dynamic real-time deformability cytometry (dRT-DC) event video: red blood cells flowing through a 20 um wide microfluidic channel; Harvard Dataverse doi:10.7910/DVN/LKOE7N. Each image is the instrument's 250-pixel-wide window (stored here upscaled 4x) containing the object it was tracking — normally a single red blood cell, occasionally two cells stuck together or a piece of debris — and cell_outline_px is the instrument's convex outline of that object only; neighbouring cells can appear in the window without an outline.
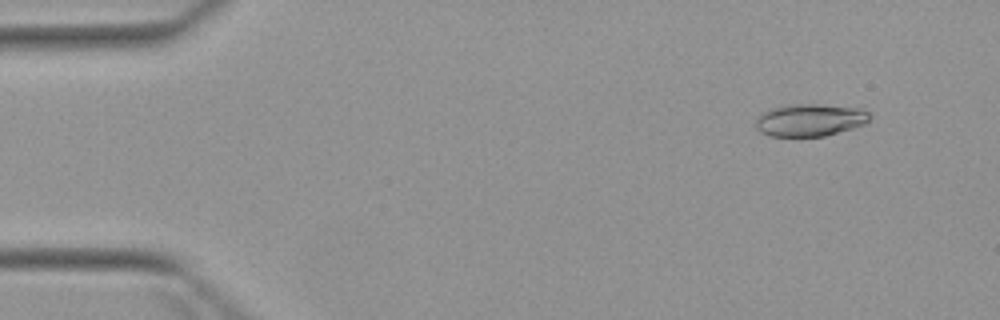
{"species": "Egyptian fruit bat (a non-hibernating species)", "species_latin": "Rousettus aegyptiacus", "temperature_condition": "warm", "stored_images_in_passage": 6, "camera_frame_rate_fps": 3000, "um_per_image_px": 0.085, "animal": {"sex": "female"}, "frame": {"image": 1, "passage_image": 2, "time_ms": 1.0, "image_size_px": [1000, 320], "cell_outline_px": [[872, 116], [864, 124], [852, 128], [824, 136], [768, 136], [760, 132], [756, 128], [756, 120], [764, 112], [772, 108], [784, 104], [820, 104], [860, 108], [868, 112]], "centroid_in_image_um": [68.84, 10.19], "position_along_channel_um": 16.2, "area_um2": 21.5}}
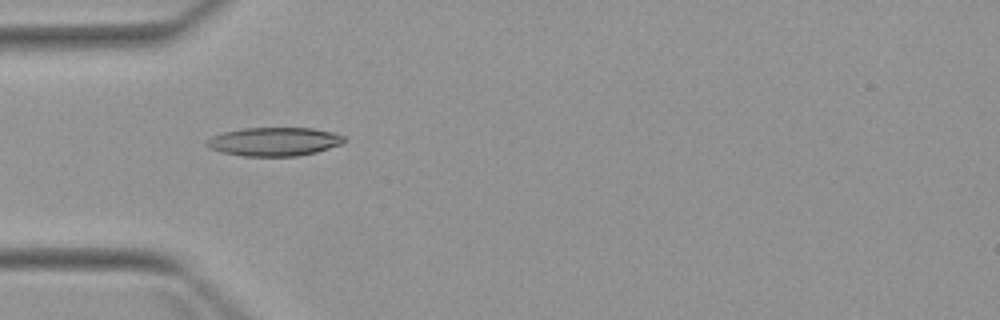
{"frame": {"image": 2, "passage_image": 5, "time_ms": 4.667, "image_size_px": [1000, 320], "cell_outline_px": [[344, 144], [316, 152], [296, 156], [244, 156], [220, 152], [208, 148], [204, 144], [212, 136], [224, 132], [244, 128], [312, 128], [332, 132], [344, 136]], "centroid_in_image_um": [23.3, 12.04], "position_along_channel_um": 61.7, "area_um2": 22.95}}
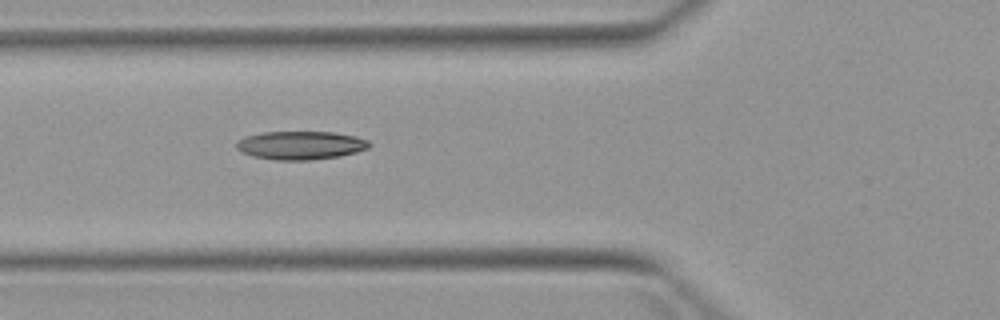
{"frame": {"image": 3, "passage_image": 6, "time_ms": 5.667, "image_size_px": [1000, 320], "cell_outline_px": [[372, 144], [368, 148], [356, 152], [340, 156], [312, 160], [276, 160], [252, 156], [240, 152], [236, 148], [236, 140], [244, 136], [264, 132], [332, 132], [356, 136], [368, 140]], "centroid_in_image_um": [25.53, 12.35], "position_along_channel_um": 100.3, "area_um2": 22.2}}